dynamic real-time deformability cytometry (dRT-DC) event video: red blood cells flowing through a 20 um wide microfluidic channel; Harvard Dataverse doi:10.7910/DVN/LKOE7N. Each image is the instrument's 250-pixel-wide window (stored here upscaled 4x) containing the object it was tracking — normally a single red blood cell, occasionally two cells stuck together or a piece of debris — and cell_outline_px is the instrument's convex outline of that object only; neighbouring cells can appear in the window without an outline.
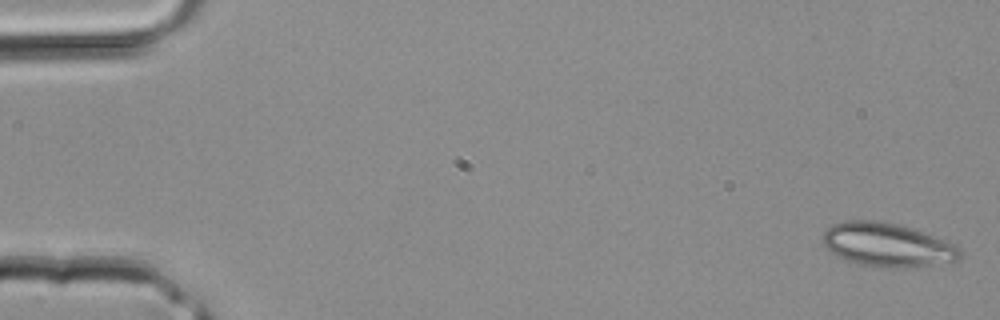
{"species": "common noctule bat (a hibernating species)", "species_latin": "Nyctalus noctula", "temperature_condition": "room temperature", "stored_images_in_passage": 39, "camera_frame_rate_fps": 3000, "um_per_image_px": 0.085, "animal": {"sex": "male", "body_mass_g": 20.4}, "frame": {"image": 1, "passage_image": 1, "time_ms": 0.0, "image_size_px": [1000, 320], "cell_outline_px": [[960, 256], [956, 260], [928, 264], [888, 268], [884, 268], [860, 264], [844, 260], [836, 256], [824, 244], [824, 232], [832, 224], [844, 220], [876, 220], [900, 224], [912, 228], [944, 240], [960, 248]], "centroid_in_image_um": [75.35, 20.79], "position_along_channel_um": 9.6, "area_um2": 34.39}}
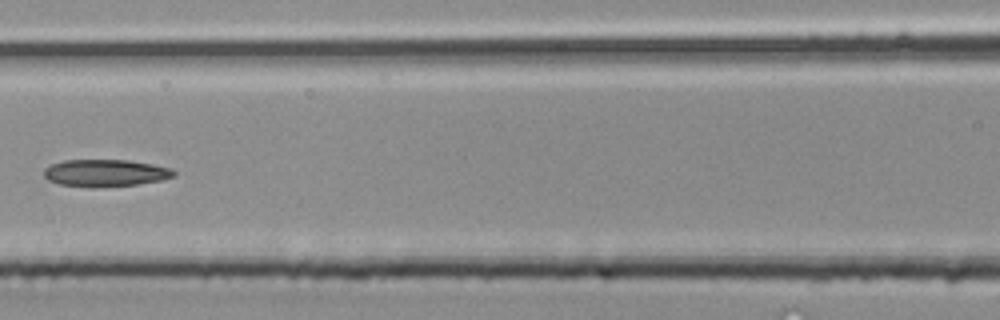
{"frame": {"image": 2, "passage_image": 18, "time_ms": 5.667, "image_size_px": [1000, 320], "cell_outline_px": [[176, 176], [160, 180], [136, 184], [100, 188], [92, 188], [60, 184], [48, 180], [44, 176], [44, 168], [52, 164], [64, 160], [128, 160], [152, 164], [172, 168], [176, 172]], "centroid_in_image_um": [8.96, 14.71], "position_along_channel_um": 157.6, "area_um2": 20.69}}
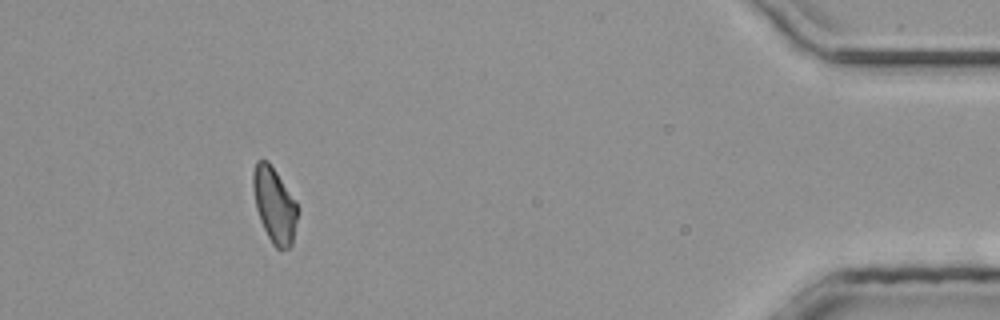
{"frame": {"image": 3, "passage_image": 36, "time_ms": 11.667, "image_size_px": [1000, 320], "cell_outline_px": [[300, 208], [292, 244], [288, 248], [276, 248], [272, 244], [260, 220], [256, 208], [252, 184], [252, 176], [256, 160], [268, 160]], "centroid_in_image_um": [23.33, 17.43], "position_along_channel_um": 411.9, "area_um2": 19.48}}